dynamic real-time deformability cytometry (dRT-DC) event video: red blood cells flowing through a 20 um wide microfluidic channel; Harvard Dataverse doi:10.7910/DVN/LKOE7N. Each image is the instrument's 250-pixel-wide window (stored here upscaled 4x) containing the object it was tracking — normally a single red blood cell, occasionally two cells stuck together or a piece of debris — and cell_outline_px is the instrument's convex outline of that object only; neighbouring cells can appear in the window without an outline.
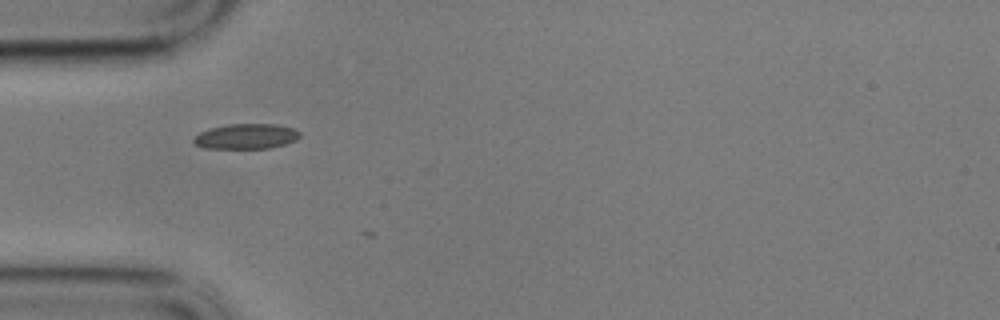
{"species": "common noctule bat (a hibernating species)", "species_latin": "Nyctalus noctula", "temperature_condition": "cold", "stored_images_in_passage": 12, "camera_frame_rate_fps": 3000, "um_per_image_px": 0.085, "animal": {"sex": "male", "body_mass_g": 17.9}, "frame": {"image": 1, "passage_image": 1, "time_ms": 0.0, "image_size_px": [1000, 320], "cell_outline_px": [[300, 136], [296, 140], [284, 144], [268, 148], [204, 148], [192, 144], [192, 140], [200, 132], [208, 128], [228, 124], [276, 124], [292, 128], [300, 132]], "centroid_in_image_um": [20.88, 11.59], "position_along_channel_um": 64.1, "area_um2": 15.61}}
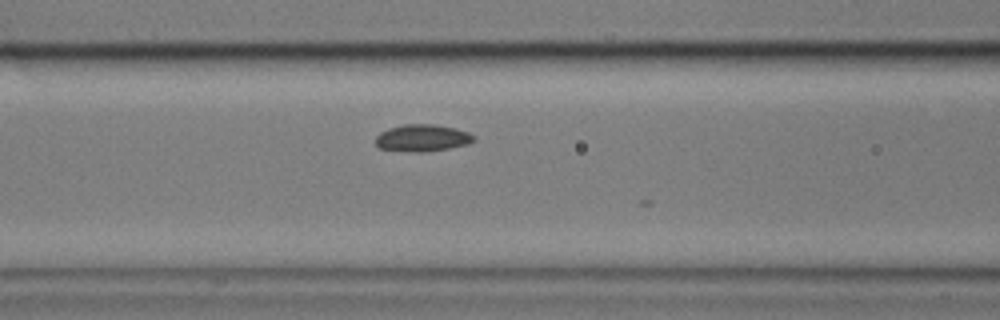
{"frame": {"image": 2, "passage_image": 7, "time_ms": 2.0, "image_size_px": [1000, 320], "cell_outline_px": [[476, 140], [468, 144], [448, 148], [420, 152], [416, 152], [380, 148], [376, 144], [376, 136], [380, 132], [388, 128], [404, 124], [436, 124], [456, 128], [468, 132], [476, 136]], "centroid_in_image_um": [35.93, 11.71], "position_along_channel_um": 130.7, "area_um2": 15.43}}